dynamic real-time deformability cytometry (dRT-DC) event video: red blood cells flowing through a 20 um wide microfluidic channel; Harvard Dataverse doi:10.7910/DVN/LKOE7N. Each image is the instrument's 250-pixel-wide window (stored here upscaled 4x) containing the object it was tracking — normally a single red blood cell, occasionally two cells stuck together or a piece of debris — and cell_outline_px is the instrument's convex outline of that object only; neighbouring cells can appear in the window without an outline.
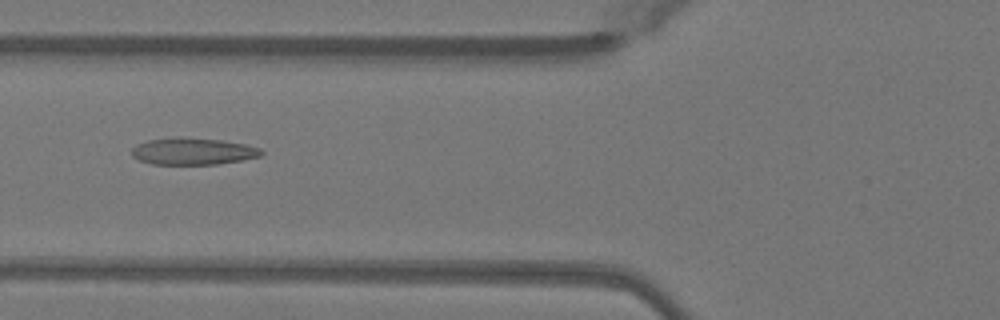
{"species": "Egyptian fruit bat (a non-hibernating species)", "species_latin": "Rousettus aegyptiacus", "temperature_condition": "warm", "stored_images_in_passage": 46, "camera_frame_rate_fps": 3000, "um_per_image_px": 0.085, "animal": {"sex": "female"}, "frame": {"image": 1, "passage_image": 16, "time_ms": 5.0, "image_size_px": [1000, 320], "cell_outline_px": [[264, 152], [260, 156], [240, 160], [216, 164], [152, 164], [140, 160], [132, 156], [132, 148], [136, 144], [148, 140], [220, 140], [244, 144], [260, 148]], "centroid_in_image_um": [16.41, 12.91], "position_along_channel_um": 109.4, "area_um2": 19.19}}
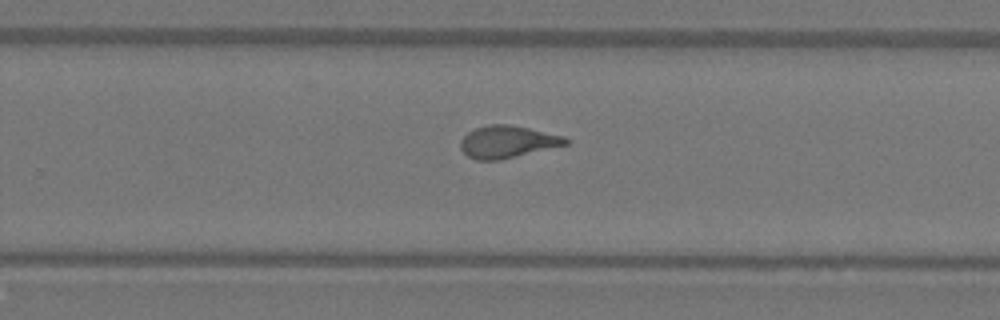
{"frame": {"image": 2, "passage_image": 29, "time_ms": 9.333, "image_size_px": [1000, 320], "cell_outline_px": [[568, 144], [500, 160], [476, 160], [468, 156], [460, 148], [460, 140], [468, 132], [476, 128], [488, 124], [512, 124], [564, 136], [568, 140]], "centroid_in_image_um": [43.11, 12.04], "position_along_channel_um": 286.7, "area_um2": 19.71}}
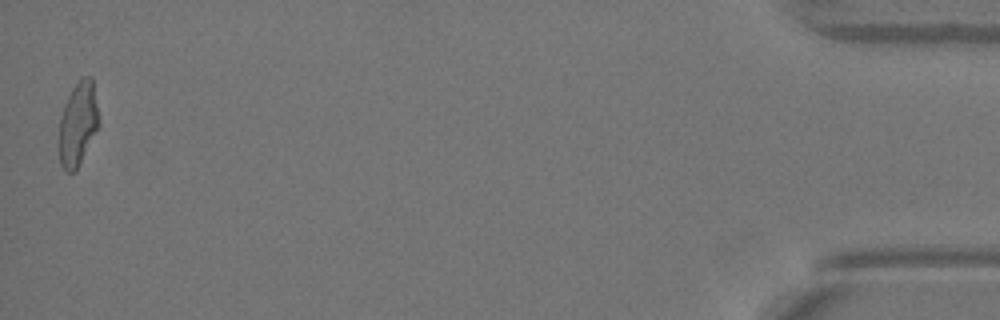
{"frame": {"image": 3, "passage_image": 46, "time_ms": 15.0, "image_size_px": [1000, 320], "cell_outline_px": [[100, 124], [76, 168], [72, 172], [64, 172], [60, 164], [60, 116], [64, 104], [72, 88], [84, 76], [92, 76]], "centroid_in_image_um": [6.63, 10.49], "position_along_channel_um": 428.6, "area_um2": 19.02}, "authors_computed_cell_mechanics": {"area_um2": 20.0566, "velocity_mm_per_s": 4.102, "shape_relaxation_time_tau1_ms": 7.0306, "shape_relaxation_time_tau2_ms": 1.2231, "deformation_change_tau1": 0.2492, "deformation_change_tau2": 0.0853}}